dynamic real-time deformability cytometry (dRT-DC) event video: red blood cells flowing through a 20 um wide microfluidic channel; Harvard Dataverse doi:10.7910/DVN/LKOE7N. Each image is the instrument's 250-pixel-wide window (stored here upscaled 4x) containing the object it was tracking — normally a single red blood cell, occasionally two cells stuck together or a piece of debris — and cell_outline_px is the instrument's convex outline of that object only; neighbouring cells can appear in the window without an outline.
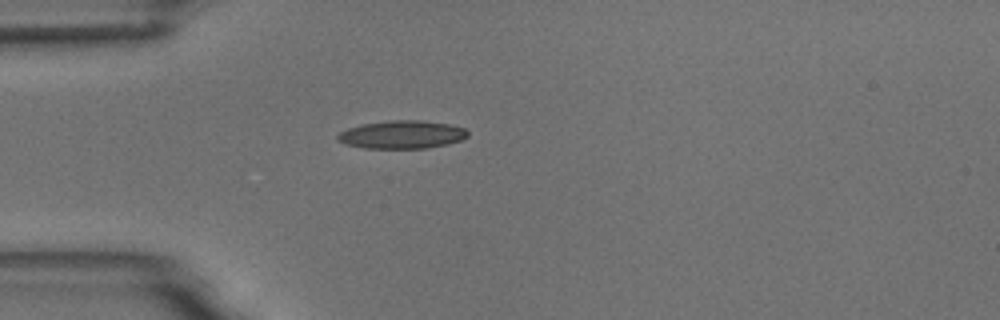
{"species": "common noctule bat (a hibernating species)", "species_latin": "Nyctalus noctula", "temperature_condition": "room temperature", "stored_images_in_passage": 2, "camera_frame_rate_fps": 3000, "um_per_image_px": 0.085, "animal": {"sex": "male", "body_mass_g": 18.8}, "frame": {"image": 1, "passage_image": 1, "time_ms": 0.0, "image_size_px": [1000, 320], "cell_outline_px": [[468, 136], [460, 140], [448, 144], [428, 148], [364, 148], [344, 144], [336, 140], [336, 136], [340, 132], [348, 128], [364, 124], [388, 120], [420, 120], [448, 124], [464, 128], [468, 132]], "centroid_in_image_um": [34.14, 11.44], "position_along_channel_um": 50.9, "area_um2": 21.27}}